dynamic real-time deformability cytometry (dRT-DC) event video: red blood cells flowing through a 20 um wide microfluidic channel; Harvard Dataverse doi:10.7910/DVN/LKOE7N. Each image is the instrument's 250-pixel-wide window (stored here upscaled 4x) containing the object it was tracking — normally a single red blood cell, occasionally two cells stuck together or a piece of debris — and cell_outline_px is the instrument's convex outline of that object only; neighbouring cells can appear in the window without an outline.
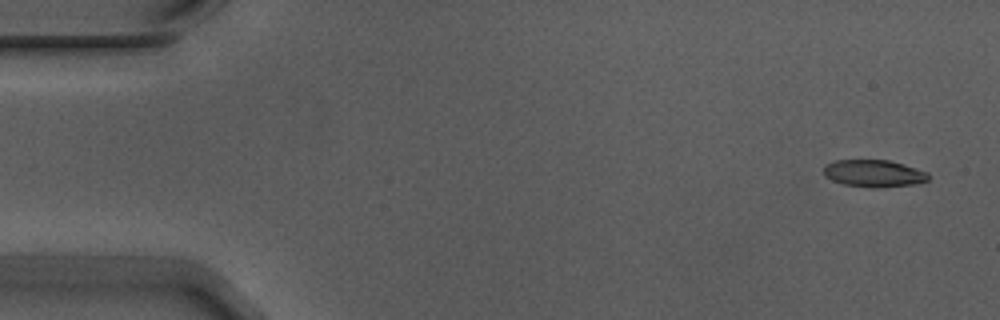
{"species": "Egyptian fruit bat (a non-hibernating species)", "species_latin": "Rousettus aegyptiacus", "temperature_condition": "warm", "stored_images_in_passage": 9, "camera_frame_rate_fps": 3000, "um_per_image_px": 0.085, "animal": {"sex": "male"}, "frame": {"image": 1, "passage_image": 1, "time_ms": 0.0, "image_size_px": [1000, 320], "cell_outline_px": [[928, 180], [912, 184], [876, 188], [844, 184], [832, 180], [824, 176], [824, 168], [828, 164], [836, 160], [888, 160], [904, 164], [928, 172]], "centroid_in_image_um": [74.28, 14.73], "position_along_channel_um": 10.7, "area_um2": 16.36}}
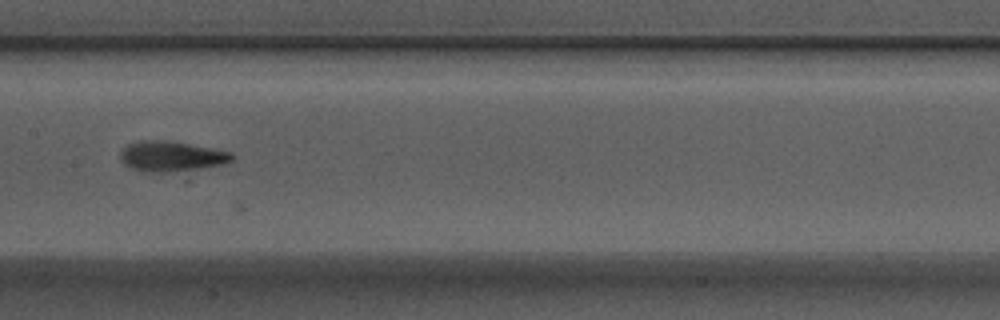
{"frame": {"image": 2, "passage_image": 7, "time_ms": 2.0, "image_size_px": [1000, 320], "cell_outline_px": [[236, 156], [232, 160], [220, 164], [192, 168], [160, 172], [152, 172], [128, 168], [120, 160], [120, 152], [128, 144], [140, 140], [164, 140], [188, 144], [228, 152]], "centroid_in_image_um": [14.45, 13.27], "position_along_channel_um": 192.9, "area_um2": 18.96}}